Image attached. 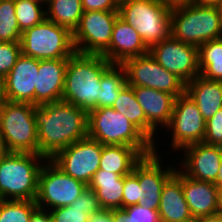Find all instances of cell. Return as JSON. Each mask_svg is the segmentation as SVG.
Masks as SVG:
<instances>
[{
	"mask_svg": "<svg viewBox=\"0 0 222 222\" xmlns=\"http://www.w3.org/2000/svg\"><path fill=\"white\" fill-rule=\"evenodd\" d=\"M22 55L37 60L68 59L76 50L70 30L48 19L21 34Z\"/></svg>",
	"mask_w": 222,
	"mask_h": 222,
	"instance_id": "52a82bcc",
	"label": "cell"
},
{
	"mask_svg": "<svg viewBox=\"0 0 222 222\" xmlns=\"http://www.w3.org/2000/svg\"><path fill=\"white\" fill-rule=\"evenodd\" d=\"M37 105L7 101L0 111V133L9 152L38 154L34 115Z\"/></svg>",
	"mask_w": 222,
	"mask_h": 222,
	"instance_id": "ba28073f",
	"label": "cell"
},
{
	"mask_svg": "<svg viewBox=\"0 0 222 222\" xmlns=\"http://www.w3.org/2000/svg\"><path fill=\"white\" fill-rule=\"evenodd\" d=\"M46 1L14 0L15 16L23 32L46 19Z\"/></svg>",
	"mask_w": 222,
	"mask_h": 222,
	"instance_id": "4dcf8cb0",
	"label": "cell"
},
{
	"mask_svg": "<svg viewBox=\"0 0 222 222\" xmlns=\"http://www.w3.org/2000/svg\"><path fill=\"white\" fill-rule=\"evenodd\" d=\"M46 19L72 33L77 28L82 14V0H46Z\"/></svg>",
	"mask_w": 222,
	"mask_h": 222,
	"instance_id": "4316f807",
	"label": "cell"
},
{
	"mask_svg": "<svg viewBox=\"0 0 222 222\" xmlns=\"http://www.w3.org/2000/svg\"><path fill=\"white\" fill-rule=\"evenodd\" d=\"M222 0H194V4L219 6Z\"/></svg>",
	"mask_w": 222,
	"mask_h": 222,
	"instance_id": "bcb514c9",
	"label": "cell"
},
{
	"mask_svg": "<svg viewBox=\"0 0 222 222\" xmlns=\"http://www.w3.org/2000/svg\"><path fill=\"white\" fill-rule=\"evenodd\" d=\"M157 212L160 222H187L193 219L182 190V172L177 167L163 186Z\"/></svg>",
	"mask_w": 222,
	"mask_h": 222,
	"instance_id": "44dd1931",
	"label": "cell"
},
{
	"mask_svg": "<svg viewBox=\"0 0 222 222\" xmlns=\"http://www.w3.org/2000/svg\"><path fill=\"white\" fill-rule=\"evenodd\" d=\"M7 97L5 93V82L4 78L0 77V111L4 107V105L7 103Z\"/></svg>",
	"mask_w": 222,
	"mask_h": 222,
	"instance_id": "b9f144b4",
	"label": "cell"
},
{
	"mask_svg": "<svg viewBox=\"0 0 222 222\" xmlns=\"http://www.w3.org/2000/svg\"><path fill=\"white\" fill-rule=\"evenodd\" d=\"M117 0H82L85 11H118Z\"/></svg>",
	"mask_w": 222,
	"mask_h": 222,
	"instance_id": "74e56055",
	"label": "cell"
},
{
	"mask_svg": "<svg viewBox=\"0 0 222 222\" xmlns=\"http://www.w3.org/2000/svg\"><path fill=\"white\" fill-rule=\"evenodd\" d=\"M214 184L218 187L219 190H222V160L219 168V173L217 176V181Z\"/></svg>",
	"mask_w": 222,
	"mask_h": 222,
	"instance_id": "7dc6e473",
	"label": "cell"
},
{
	"mask_svg": "<svg viewBox=\"0 0 222 222\" xmlns=\"http://www.w3.org/2000/svg\"><path fill=\"white\" fill-rule=\"evenodd\" d=\"M88 187L95 191L103 209H122L124 176L99 169Z\"/></svg>",
	"mask_w": 222,
	"mask_h": 222,
	"instance_id": "cb8c5ba5",
	"label": "cell"
},
{
	"mask_svg": "<svg viewBox=\"0 0 222 222\" xmlns=\"http://www.w3.org/2000/svg\"><path fill=\"white\" fill-rule=\"evenodd\" d=\"M185 93L196 103L205 121L222 108V81L199 75L186 83Z\"/></svg>",
	"mask_w": 222,
	"mask_h": 222,
	"instance_id": "603a6c76",
	"label": "cell"
},
{
	"mask_svg": "<svg viewBox=\"0 0 222 222\" xmlns=\"http://www.w3.org/2000/svg\"><path fill=\"white\" fill-rule=\"evenodd\" d=\"M133 90L147 119V138L155 145L156 138L164 134L162 129L170 123L176 97L164 91L142 86L133 87ZM158 130H161L162 134H159Z\"/></svg>",
	"mask_w": 222,
	"mask_h": 222,
	"instance_id": "e0dca14e",
	"label": "cell"
},
{
	"mask_svg": "<svg viewBox=\"0 0 222 222\" xmlns=\"http://www.w3.org/2000/svg\"><path fill=\"white\" fill-rule=\"evenodd\" d=\"M30 222H53V219L46 210L37 209Z\"/></svg>",
	"mask_w": 222,
	"mask_h": 222,
	"instance_id": "60d3db41",
	"label": "cell"
},
{
	"mask_svg": "<svg viewBox=\"0 0 222 222\" xmlns=\"http://www.w3.org/2000/svg\"><path fill=\"white\" fill-rule=\"evenodd\" d=\"M88 187L62 171L51 159H46L38 177L35 202L38 209L49 211L71 205Z\"/></svg>",
	"mask_w": 222,
	"mask_h": 222,
	"instance_id": "9c48e42d",
	"label": "cell"
},
{
	"mask_svg": "<svg viewBox=\"0 0 222 222\" xmlns=\"http://www.w3.org/2000/svg\"><path fill=\"white\" fill-rule=\"evenodd\" d=\"M88 136L102 145H127L144 156L154 152V144L124 115L112 107H102L88 113Z\"/></svg>",
	"mask_w": 222,
	"mask_h": 222,
	"instance_id": "277c9868",
	"label": "cell"
},
{
	"mask_svg": "<svg viewBox=\"0 0 222 222\" xmlns=\"http://www.w3.org/2000/svg\"><path fill=\"white\" fill-rule=\"evenodd\" d=\"M102 209L95 191L87 187L69 206L49 210L53 222H88L89 215Z\"/></svg>",
	"mask_w": 222,
	"mask_h": 222,
	"instance_id": "484cf974",
	"label": "cell"
},
{
	"mask_svg": "<svg viewBox=\"0 0 222 222\" xmlns=\"http://www.w3.org/2000/svg\"><path fill=\"white\" fill-rule=\"evenodd\" d=\"M113 64L102 55L75 52L68 58L62 100L89 113L100 101V79Z\"/></svg>",
	"mask_w": 222,
	"mask_h": 222,
	"instance_id": "7a4b0ae2",
	"label": "cell"
},
{
	"mask_svg": "<svg viewBox=\"0 0 222 222\" xmlns=\"http://www.w3.org/2000/svg\"><path fill=\"white\" fill-rule=\"evenodd\" d=\"M121 66L129 86L153 88L176 98L185 93L186 83L162 67L150 53L127 59Z\"/></svg>",
	"mask_w": 222,
	"mask_h": 222,
	"instance_id": "8fae6325",
	"label": "cell"
},
{
	"mask_svg": "<svg viewBox=\"0 0 222 222\" xmlns=\"http://www.w3.org/2000/svg\"><path fill=\"white\" fill-rule=\"evenodd\" d=\"M68 59L39 60L35 105L62 100Z\"/></svg>",
	"mask_w": 222,
	"mask_h": 222,
	"instance_id": "ffe728a7",
	"label": "cell"
},
{
	"mask_svg": "<svg viewBox=\"0 0 222 222\" xmlns=\"http://www.w3.org/2000/svg\"><path fill=\"white\" fill-rule=\"evenodd\" d=\"M102 144L87 136L59 151L51 160L67 175L89 185L99 170Z\"/></svg>",
	"mask_w": 222,
	"mask_h": 222,
	"instance_id": "4fadbf2b",
	"label": "cell"
},
{
	"mask_svg": "<svg viewBox=\"0 0 222 222\" xmlns=\"http://www.w3.org/2000/svg\"><path fill=\"white\" fill-rule=\"evenodd\" d=\"M88 222H113V210L101 209L89 215Z\"/></svg>",
	"mask_w": 222,
	"mask_h": 222,
	"instance_id": "f35d334b",
	"label": "cell"
},
{
	"mask_svg": "<svg viewBox=\"0 0 222 222\" xmlns=\"http://www.w3.org/2000/svg\"><path fill=\"white\" fill-rule=\"evenodd\" d=\"M177 168L186 176L205 182L215 183L222 160V146L197 143L183 148ZM179 165V166H178Z\"/></svg>",
	"mask_w": 222,
	"mask_h": 222,
	"instance_id": "2e32d148",
	"label": "cell"
},
{
	"mask_svg": "<svg viewBox=\"0 0 222 222\" xmlns=\"http://www.w3.org/2000/svg\"><path fill=\"white\" fill-rule=\"evenodd\" d=\"M200 75L222 81V37L204 42L198 47Z\"/></svg>",
	"mask_w": 222,
	"mask_h": 222,
	"instance_id": "83f0119b",
	"label": "cell"
},
{
	"mask_svg": "<svg viewBox=\"0 0 222 222\" xmlns=\"http://www.w3.org/2000/svg\"><path fill=\"white\" fill-rule=\"evenodd\" d=\"M147 53L149 49L135 28L118 17L113 26L109 48L102 56L112 64L121 65L127 59Z\"/></svg>",
	"mask_w": 222,
	"mask_h": 222,
	"instance_id": "d6986e66",
	"label": "cell"
},
{
	"mask_svg": "<svg viewBox=\"0 0 222 222\" xmlns=\"http://www.w3.org/2000/svg\"><path fill=\"white\" fill-rule=\"evenodd\" d=\"M38 154L52 159L59 151L88 136V113L63 100L34 109Z\"/></svg>",
	"mask_w": 222,
	"mask_h": 222,
	"instance_id": "6da1fadb",
	"label": "cell"
},
{
	"mask_svg": "<svg viewBox=\"0 0 222 222\" xmlns=\"http://www.w3.org/2000/svg\"><path fill=\"white\" fill-rule=\"evenodd\" d=\"M220 216H222V190L218 192V201H217V212Z\"/></svg>",
	"mask_w": 222,
	"mask_h": 222,
	"instance_id": "c3c4849f",
	"label": "cell"
},
{
	"mask_svg": "<svg viewBox=\"0 0 222 222\" xmlns=\"http://www.w3.org/2000/svg\"><path fill=\"white\" fill-rule=\"evenodd\" d=\"M113 222H127L124 209L113 210Z\"/></svg>",
	"mask_w": 222,
	"mask_h": 222,
	"instance_id": "7bdbcfd3",
	"label": "cell"
},
{
	"mask_svg": "<svg viewBox=\"0 0 222 222\" xmlns=\"http://www.w3.org/2000/svg\"><path fill=\"white\" fill-rule=\"evenodd\" d=\"M112 108L124 115L147 137V119L141 105L137 102L133 86L126 84L120 90Z\"/></svg>",
	"mask_w": 222,
	"mask_h": 222,
	"instance_id": "f1b7e54d",
	"label": "cell"
},
{
	"mask_svg": "<svg viewBox=\"0 0 222 222\" xmlns=\"http://www.w3.org/2000/svg\"><path fill=\"white\" fill-rule=\"evenodd\" d=\"M9 153L10 152L6 147L5 140L0 133V161Z\"/></svg>",
	"mask_w": 222,
	"mask_h": 222,
	"instance_id": "f6af8a7d",
	"label": "cell"
},
{
	"mask_svg": "<svg viewBox=\"0 0 222 222\" xmlns=\"http://www.w3.org/2000/svg\"><path fill=\"white\" fill-rule=\"evenodd\" d=\"M170 11L194 4V0H160Z\"/></svg>",
	"mask_w": 222,
	"mask_h": 222,
	"instance_id": "ab89813d",
	"label": "cell"
},
{
	"mask_svg": "<svg viewBox=\"0 0 222 222\" xmlns=\"http://www.w3.org/2000/svg\"><path fill=\"white\" fill-rule=\"evenodd\" d=\"M119 17L135 28L148 49L171 35L170 10L160 0L119 2Z\"/></svg>",
	"mask_w": 222,
	"mask_h": 222,
	"instance_id": "8992f818",
	"label": "cell"
},
{
	"mask_svg": "<svg viewBox=\"0 0 222 222\" xmlns=\"http://www.w3.org/2000/svg\"><path fill=\"white\" fill-rule=\"evenodd\" d=\"M140 189L138 178L133 173L124 176L122 209L141 204Z\"/></svg>",
	"mask_w": 222,
	"mask_h": 222,
	"instance_id": "e575fe53",
	"label": "cell"
},
{
	"mask_svg": "<svg viewBox=\"0 0 222 222\" xmlns=\"http://www.w3.org/2000/svg\"><path fill=\"white\" fill-rule=\"evenodd\" d=\"M203 143L222 146V108L206 121V131Z\"/></svg>",
	"mask_w": 222,
	"mask_h": 222,
	"instance_id": "d590c367",
	"label": "cell"
},
{
	"mask_svg": "<svg viewBox=\"0 0 222 222\" xmlns=\"http://www.w3.org/2000/svg\"><path fill=\"white\" fill-rule=\"evenodd\" d=\"M158 143L160 142L154 145V152L143 156L132 172L138 178L141 188V205L153 210L159 208L163 186L175 173L177 167L172 162H164L165 160L163 159L165 158L158 152V145H160ZM166 163H169L168 166Z\"/></svg>",
	"mask_w": 222,
	"mask_h": 222,
	"instance_id": "5bb4252c",
	"label": "cell"
},
{
	"mask_svg": "<svg viewBox=\"0 0 222 222\" xmlns=\"http://www.w3.org/2000/svg\"><path fill=\"white\" fill-rule=\"evenodd\" d=\"M221 12V17H222V3L218 6Z\"/></svg>",
	"mask_w": 222,
	"mask_h": 222,
	"instance_id": "f907efd6",
	"label": "cell"
},
{
	"mask_svg": "<svg viewBox=\"0 0 222 222\" xmlns=\"http://www.w3.org/2000/svg\"><path fill=\"white\" fill-rule=\"evenodd\" d=\"M37 209L32 200H0V222H30Z\"/></svg>",
	"mask_w": 222,
	"mask_h": 222,
	"instance_id": "1f68e13d",
	"label": "cell"
},
{
	"mask_svg": "<svg viewBox=\"0 0 222 222\" xmlns=\"http://www.w3.org/2000/svg\"><path fill=\"white\" fill-rule=\"evenodd\" d=\"M143 156L137 148L131 146L102 145L99 169L126 176L133 172Z\"/></svg>",
	"mask_w": 222,
	"mask_h": 222,
	"instance_id": "d4e9b609",
	"label": "cell"
},
{
	"mask_svg": "<svg viewBox=\"0 0 222 222\" xmlns=\"http://www.w3.org/2000/svg\"><path fill=\"white\" fill-rule=\"evenodd\" d=\"M151 56L185 83L200 75L198 47L183 43L171 35L149 49Z\"/></svg>",
	"mask_w": 222,
	"mask_h": 222,
	"instance_id": "9a60e30c",
	"label": "cell"
},
{
	"mask_svg": "<svg viewBox=\"0 0 222 222\" xmlns=\"http://www.w3.org/2000/svg\"><path fill=\"white\" fill-rule=\"evenodd\" d=\"M20 42H0V77L5 78L21 56Z\"/></svg>",
	"mask_w": 222,
	"mask_h": 222,
	"instance_id": "836d02e7",
	"label": "cell"
},
{
	"mask_svg": "<svg viewBox=\"0 0 222 222\" xmlns=\"http://www.w3.org/2000/svg\"><path fill=\"white\" fill-rule=\"evenodd\" d=\"M39 60L21 54L11 71L4 78L8 101L35 105V85Z\"/></svg>",
	"mask_w": 222,
	"mask_h": 222,
	"instance_id": "ac0fdd59",
	"label": "cell"
},
{
	"mask_svg": "<svg viewBox=\"0 0 222 222\" xmlns=\"http://www.w3.org/2000/svg\"><path fill=\"white\" fill-rule=\"evenodd\" d=\"M182 190L193 218L217 212L219 189L214 183L198 181L182 173Z\"/></svg>",
	"mask_w": 222,
	"mask_h": 222,
	"instance_id": "7402d4cb",
	"label": "cell"
},
{
	"mask_svg": "<svg viewBox=\"0 0 222 222\" xmlns=\"http://www.w3.org/2000/svg\"><path fill=\"white\" fill-rule=\"evenodd\" d=\"M126 84L124 68L119 64H113L100 79V101L97 103V108L112 107L120 90Z\"/></svg>",
	"mask_w": 222,
	"mask_h": 222,
	"instance_id": "f546056e",
	"label": "cell"
},
{
	"mask_svg": "<svg viewBox=\"0 0 222 222\" xmlns=\"http://www.w3.org/2000/svg\"><path fill=\"white\" fill-rule=\"evenodd\" d=\"M171 36L199 47L222 37V17L218 6L192 4L170 12Z\"/></svg>",
	"mask_w": 222,
	"mask_h": 222,
	"instance_id": "5b68a950",
	"label": "cell"
},
{
	"mask_svg": "<svg viewBox=\"0 0 222 222\" xmlns=\"http://www.w3.org/2000/svg\"><path fill=\"white\" fill-rule=\"evenodd\" d=\"M124 210L127 222H160L157 210L150 209L141 204L127 207Z\"/></svg>",
	"mask_w": 222,
	"mask_h": 222,
	"instance_id": "8d00e7d4",
	"label": "cell"
},
{
	"mask_svg": "<svg viewBox=\"0 0 222 222\" xmlns=\"http://www.w3.org/2000/svg\"><path fill=\"white\" fill-rule=\"evenodd\" d=\"M187 222H199V220H198V219H196V218H193L192 220L187 221Z\"/></svg>",
	"mask_w": 222,
	"mask_h": 222,
	"instance_id": "681fc988",
	"label": "cell"
},
{
	"mask_svg": "<svg viewBox=\"0 0 222 222\" xmlns=\"http://www.w3.org/2000/svg\"><path fill=\"white\" fill-rule=\"evenodd\" d=\"M170 151L179 152L190 145L202 143L206 131V121L200 113L196 103L186 94L175 99L172 117L165 128ZM171 134L169 135L168 134Z\"/></svg>",
	"mask_w": 222,
	"mask_h": 222,
	"instance_id": "30bf717a",
	"label": "cell"
},
{
	"mask_svg": "<svg viewBox=\"0 0 222 222\" xmlns=\"http://www.w3.org/2000/svg\"><path fill=\"white\" fill-rule=\"evenodd\" d=\"M21 34L14 0H0V42H20Z\"/></svg>",
	"mask_w": 222,
	"mask_h": 222,
	"instance_id": "d6a6232c",
	"label": "cell"
},
{
	"mask_svg": "<svg viewBox=\"0 0 222 222\" xmlns=\"http://www.w3.org/2000/svg\"><path fill=\"white\" fill-rule=\"evenodd\" d=\"M118 17V11H85L72 33L76 52L102 55L109 48Z\"/></svg>",
	"mask_w": 222,
	"mask_h": 222,
	"instance_id": "7c38bea8",
	"label": "cell"
},
{
	"mask_svg": "<svg viewBox=\"0 0 222 222\" xmlns=\"http://www.w3.org/2000/svg\"><path fill=\"white\" fill-rule=\"evenodd\" d=\"M197 219L199 222H222V216H220L218 213L202 216Z\"/></svg>",
	"mask_w": 222,
	"mask_h": 222,
	"instance_id": "ee69618b",
	"label": "cell"
},
{
	"mask_svg": "<svg viewBox=\"0 0 222 222\" xmlns=\"http://www.w3.org/2000/svg\"><path fill=\"white\" fill-rule=\"evenodd\" d=\"M46 158L40 154L10 152L0 161V200H32Z\"/></svg>",
	"mask_w": 222,
	"mask_h": 222,
	"instance_id": "3957f363",
	"label": "cell"
}]
</instances>
